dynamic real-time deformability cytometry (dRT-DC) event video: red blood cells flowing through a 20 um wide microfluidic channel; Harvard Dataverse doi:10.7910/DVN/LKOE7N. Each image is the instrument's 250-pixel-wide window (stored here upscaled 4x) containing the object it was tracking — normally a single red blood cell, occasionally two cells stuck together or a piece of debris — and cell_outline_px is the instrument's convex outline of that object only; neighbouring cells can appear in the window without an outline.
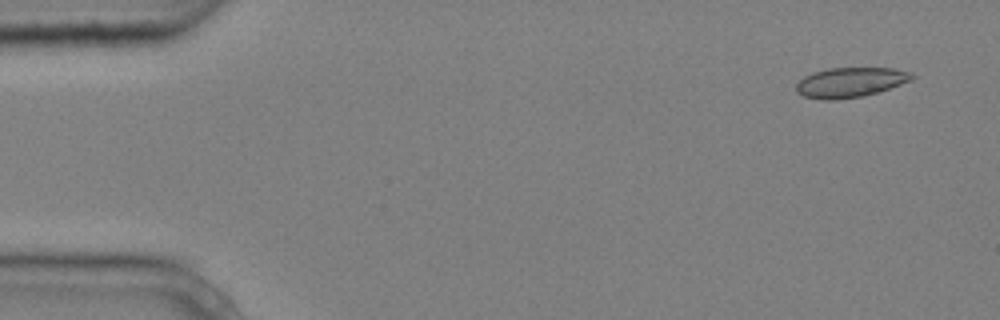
{"species": "common noctule bat (a hibernating species)", "species_latin": "Nyctalus noctula", "temperature_condition": "cold", "stored_images_in_passage": 3, "camera_frame_rate_fps": 3000, "um_per_image_px": 0.085, "animal": {"sex": "male", "body_mass_g": 20.4}, "frame": {"image": 1, "passage_image": 1, "time_ms": 0.0, "image_size_px": [1000, 320], "cell_outline_px": [[916, 76], [912, 80], [876, 92], [860, 96], [836, 100], [820, 100], [804, 96], [796, 92], [796, 84], [804, 76], [812, 72], [828, 68], [892, 68], [912, 72]], "centroid_in_image_um": [72.25, 6.99], "position_along_channel_um": 12.8, "area_um2": 20.11}}